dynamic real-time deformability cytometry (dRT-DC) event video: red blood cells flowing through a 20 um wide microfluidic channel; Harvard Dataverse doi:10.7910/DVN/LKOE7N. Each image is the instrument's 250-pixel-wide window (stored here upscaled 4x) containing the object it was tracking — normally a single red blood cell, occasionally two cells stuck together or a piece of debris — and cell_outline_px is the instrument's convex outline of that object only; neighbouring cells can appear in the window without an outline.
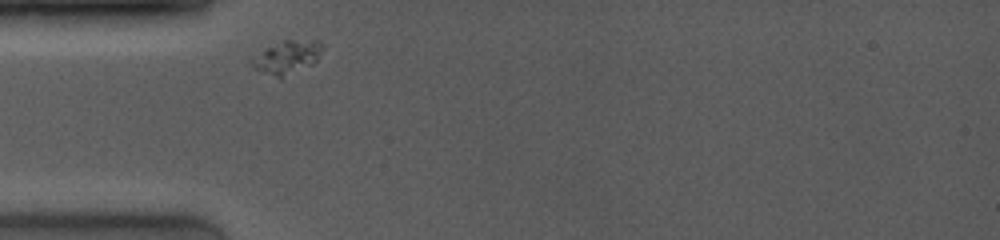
{"species": "common noctule bat (a hibernating species)", "species_latin": "Nyctalus noctula", "temperature_condition": "room temperature", "stored_images_in_passage": 2, "camera_frame_rate_fps": 4000, "um_per_image_px": 0.085, "animal": {"sex": "female", "body_mass_g": 19.0, "forearm_length_mm": 53.3}, "frame": {"image": 1, "passage_image": 1, "time_ms": 0.0, "image_size_px": [1000, 240], "cell_outline_px": [[324, 48], [316, 60], [312, 64], [280, 80], [252, 68], [248, 60], [268, 48], [284, 40], [320, 40], [324, 44]], "centroid_in_image_um": [24.4, 4.9], "position_along_channel_um": 60.6, "area_um2": 13.87}}